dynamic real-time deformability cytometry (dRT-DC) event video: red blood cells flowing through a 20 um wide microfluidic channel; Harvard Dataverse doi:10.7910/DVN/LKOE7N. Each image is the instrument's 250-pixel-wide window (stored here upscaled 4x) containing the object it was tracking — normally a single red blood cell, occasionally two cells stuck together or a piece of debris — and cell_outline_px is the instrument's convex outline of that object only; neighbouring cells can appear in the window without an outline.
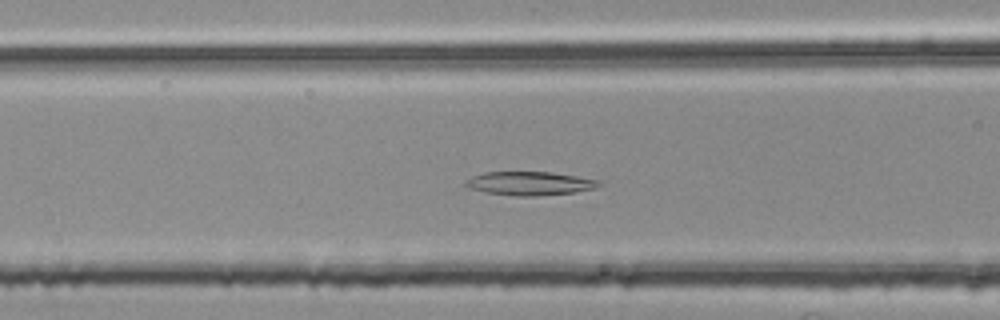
{"species": "common noctule bat (a hibernating species)", "species_latin": "Nyctalus noctula", "temperature_condition": "room temperature", "stored_images_in_passage": 52, "camera_frame_rate_fps": 3000, "um_per_image_px": 0.085, "animal": {"sex": "female", "body_mass_g": 25.1}, "frame": {"image": 1, "passage_image": 21, "time_ms": 6.667, "image_size_px": [1000, 320], "cell_outline_px": [[600, 184], [596, 188], [576, 192], [536, 196], [516, 196], [484, 192], [468, 188], [464, 184], [464, 180], [472, 176], [484, 172], [552, 172], [600, 180]], "centroid_in_image_um": [45.0, 15.59], "position_along_channel_um": 121.6, "area_um2": 18.5}}
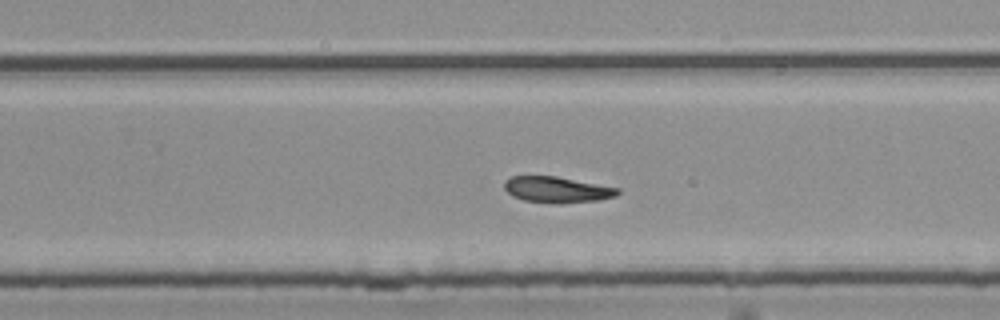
{"frame": {"image": 2, "passage_image": 34, "time_ms": 11.0, "image_size_px": [1000, 320], "cell_outline_px": [[620, 192], [616, 196], [600, 200], [560, 204], [552, 204], [524, 200], [512, 196], [504, 188], [504, 180], [512, 176], [556, 176], [620, 188]], "centroid_in_image_um": [47.35, 16.13], "position_along_channel_um": 282.4, "area_um2": 17.4}}
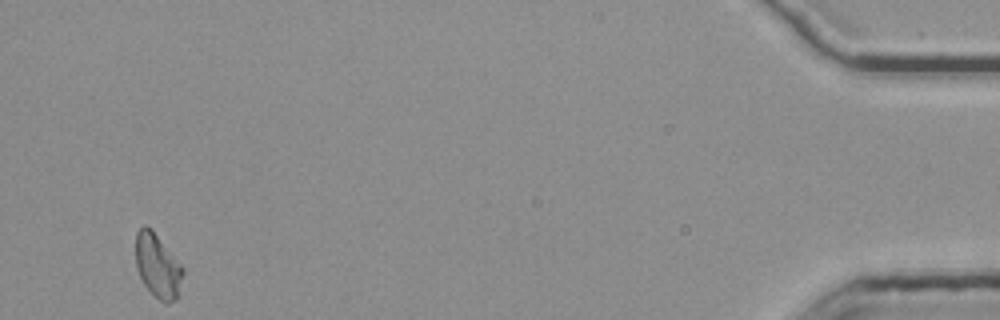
{"frame": {"image": 3, "passage_image": 52, "time_ms": 17.0, "image_size_px": [1000, 320], "cell_outline_px": [[184, 272], [180, 296], [176, 300], [168, 304], [164, 304], [144, 284], [136, 268], [136, 232], [144, 224], [152, 228], [184, 268]], "centroid_in_image_um": [13.44, 22.61], "position_along_channel_um": 421.8, "area_um2": 17.92}}